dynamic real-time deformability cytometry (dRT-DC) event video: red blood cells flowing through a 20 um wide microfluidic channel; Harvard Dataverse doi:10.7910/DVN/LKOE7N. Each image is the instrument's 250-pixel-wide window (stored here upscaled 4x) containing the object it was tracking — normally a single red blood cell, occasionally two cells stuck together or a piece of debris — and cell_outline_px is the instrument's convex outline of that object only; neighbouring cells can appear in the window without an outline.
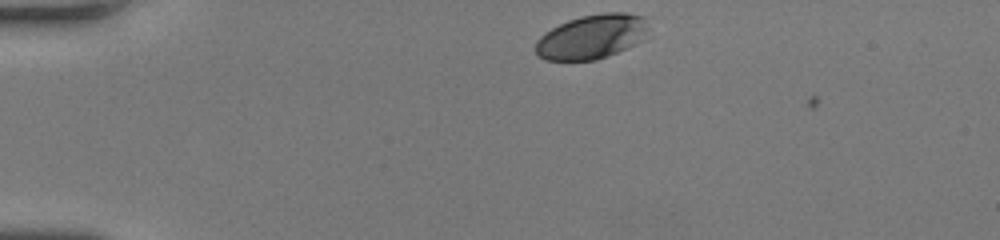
{"species": "human", "species_latin": "Homo sapiens", "temperature_condition": "room temperature", "stored_images_in_passage": 20, "camera_frame_rate_fps": 3000, "um_per_image_px": 0.085, "donor": {"sex": "female"}, "frame": {"image": 1, "passage_image": 1, "time_ms": 0.0, "image_size_px": [1000, 240], "cell_outline_px": [[648, 28], [636, 44], [596, 60], [544, 60], [536, 56], [536, 40], [544, 32], [568, 20], [580, 16], [604, 12], [624, 12], [644, 16]], "centroid_in_image_um": [50.25, 3.11], "position_along_channel_um": 34.7, "area_um2": 29.07}}
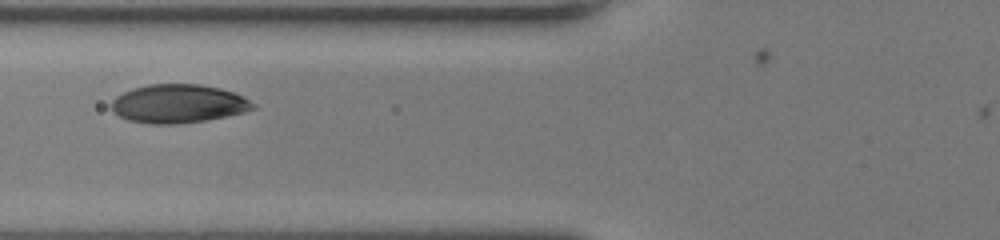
{"frame": {"image": 2, "passage_image": 11, "time_ms": 3.333, "image_size_px": [1000, 240], "cell_outline_px": [[256, 108], [244, 112], [204, 120], [176, 124], [148, 124], [128, 120], [112, 112], [108, 104], [116, 96], [132, 88], [148, 84], [200, 84], [220, 88], [232, 92], [256, 104]], "centroid_in_image_um": [15.09, 8.81], "position_along_channel_um": 110.7, "area_um2": 31.85}}
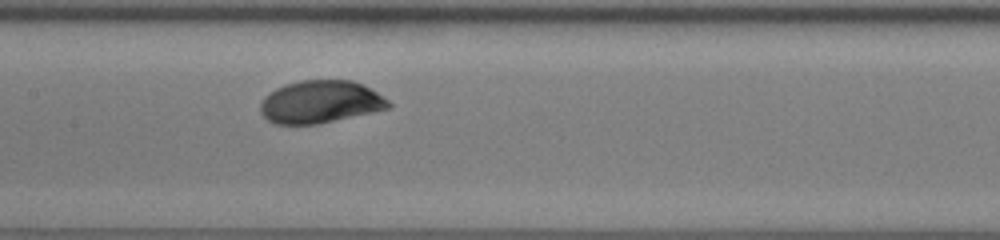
{"frame": {"image": 3, "passage_image": 16, "time_ms": 5.0, "image_size_px": [1000, 240], "cell_outline_px": [[392, 108], [316, 124], [276, 124], [268, 120], [260, 112], [260, 104], [264, 96], [276, 88], [284, 84], [300, 80], [352, 80], [376, 92], [388, 100], [392, 104]], "centroid_in_image_um": [27.21, 8.66], "position_along_channel_um": 180.2, "area_um2": 31.73}}